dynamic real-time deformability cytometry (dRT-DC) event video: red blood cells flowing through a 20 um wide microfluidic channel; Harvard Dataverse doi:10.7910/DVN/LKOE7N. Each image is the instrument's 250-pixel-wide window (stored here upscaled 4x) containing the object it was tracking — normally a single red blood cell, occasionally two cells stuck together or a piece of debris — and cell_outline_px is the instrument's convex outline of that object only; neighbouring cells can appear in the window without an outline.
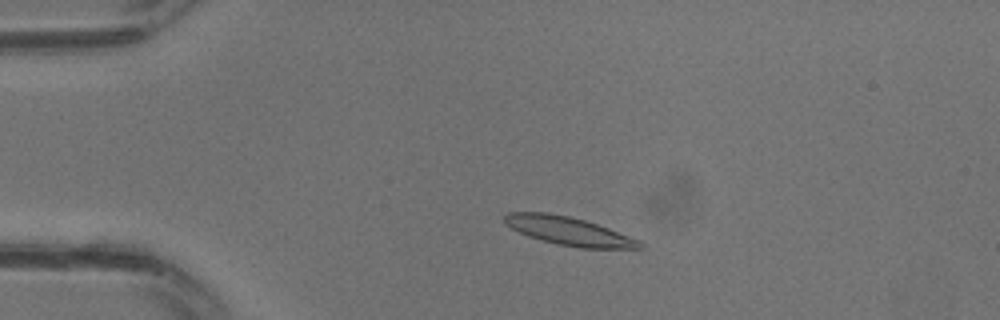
{"species": "common noctule bat (a hibernating species)", "species_latin": "Nyctalus noctula", "temperature_condition": "warm", "stored_images_in_passage": 30, "camera_frame_rate_fps": 3000, "um_per_image_px": 0.085, "animal": {"sex": "male", "body_mass_g": 13.3}, "frame": {"image": 1, "passage_image": 6, "time_ms": 1.667, "image_size_px": [1000, 320], "cell_outline_px": [[644, 248], [580, 248], [556, 244], [528, 236], [512, 228], [504, 220], [504, 216], [508, 212], [548, 212], [568, 216], [584, 220], [608, 228], [640, 240], [644, 244]], "centroid_in_image_um": [48.36, 19.64], "position_along_channel_um": 36.6, "area_um2": 22.14}}
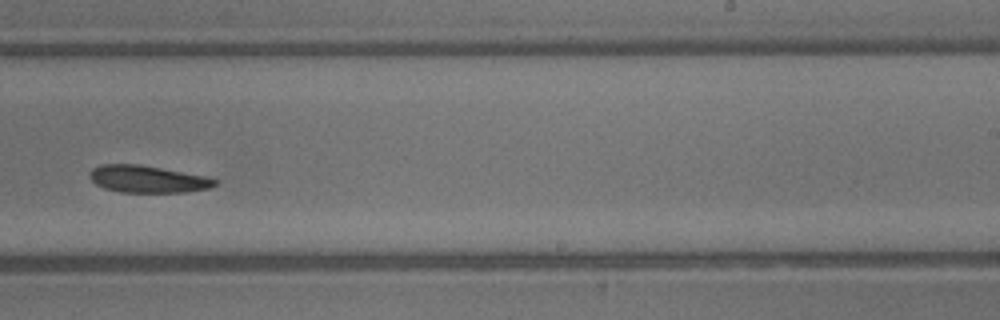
{"frame": {"image": 2, "passage_image": 19, "time_ms": 6.0, "image_size_px": [1000, 320], "cell_outline_px": [[216, 184], [208, 188], [184, 192], [120, 192], [104, 188], [96, 184], [88, 176], [88, 172], [92, 168], [100, 164], [140, 164], [204, 176], [216, 180]], "centroid_in_image_um": [12.46, 15.21], "position_along_channel_um": 276.5, "area_um2": 19.65}}
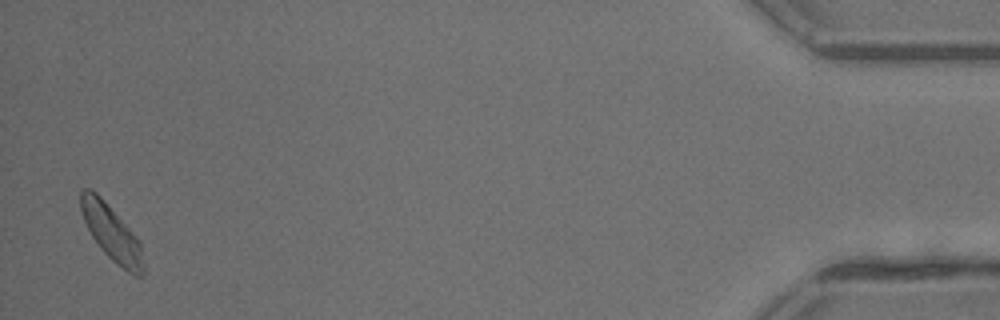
{"frame": {"image": 3, "passage_image": 30, "time_ms": 9.667, "image_size_px": [1000, 320], "cell_outline_px": [[144, 276], [136, 276], [128, 272], [116, 264], [100, 248], [92, 236], [84, 220], [80, 208], [80, 188], [92, 188], [100, 196], [132, 232], [140, 244], [144, 268]], "centroid_in_image_um": [9.45, 19.79], "position_along_channel_um": 425.7, "area_um2": 19.94}}